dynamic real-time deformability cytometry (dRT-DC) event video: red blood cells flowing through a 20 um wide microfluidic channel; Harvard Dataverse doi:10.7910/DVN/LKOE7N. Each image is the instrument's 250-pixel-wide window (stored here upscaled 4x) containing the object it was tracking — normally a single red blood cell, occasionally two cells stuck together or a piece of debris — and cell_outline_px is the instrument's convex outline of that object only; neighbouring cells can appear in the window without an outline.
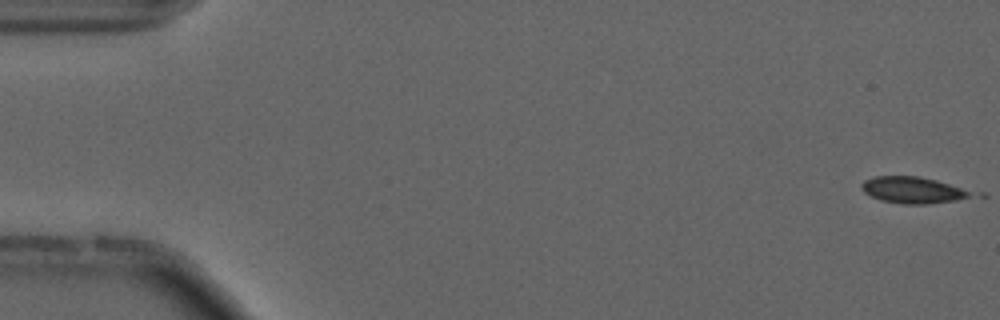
{"species": "common noctule bat (a hibernating species)", "species_latin": "Nyctalus noctula", "temperature_condition": "cold", "stored_images_in_passage": 5, "camera_frame_rate_fps": 3000, "um_per_image_px": 0.085, "animal": {"sex": "male", "forearm_length_mm": 52.5}, "frame": {"image": 1, "passage_image": 1, "time_ms": 0.0, "image_size_px": [1000, 320], "cell_outline_px": [[968, 196], [956, 200], [924, 204], [904, 204], [880, 200], [864, 192], [860, 188], [860, 184], [864, 180], [872, 176], [920, 176], [936, 180], [960, 188], [968, 192]], "centroid_in_image_um": [77.43, 16.14], "position_along_channel_um": 7.6, "area_um2": 16.47}}